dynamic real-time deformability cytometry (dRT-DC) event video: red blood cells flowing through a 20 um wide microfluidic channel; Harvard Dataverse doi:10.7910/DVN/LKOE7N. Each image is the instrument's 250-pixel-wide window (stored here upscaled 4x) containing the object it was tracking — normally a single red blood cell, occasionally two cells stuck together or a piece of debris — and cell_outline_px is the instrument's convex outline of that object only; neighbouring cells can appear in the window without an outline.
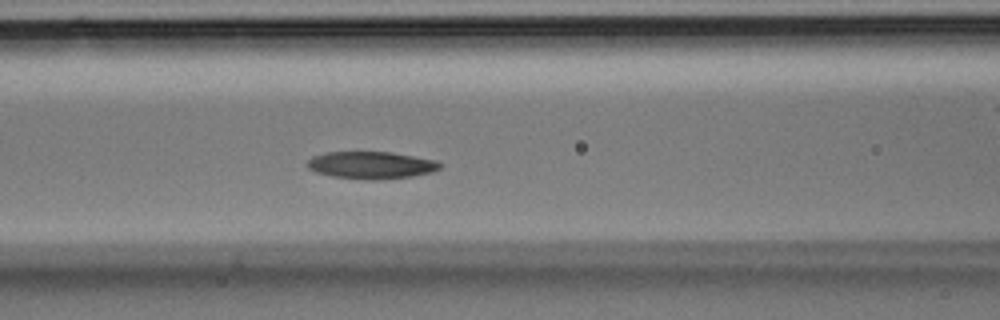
{"species": "Egyptian fruit bat (a non-hibernating species)", "species_latin": "Rousettus aegyptiacus", "temperature_condition": "room temperature", "stored_images_in_passage": 31, "camera_frame_rate_fps": 3000, "um_per_image_px": 0.085, "animal": {"sex": "male"}, "frame": {"image": 1, "passage_image": 9, "time_ms": 2.667, "image_size_px": [1000, 320], "cell_outline_px": [[440, 168], [432, 172], [412, 176], [376, 180], [368, 180], [332, 176], [316, 172], [308, 168], [308, 160], [312, 156], [324, 152], [392, 152], [436, 160], [440, 164]], "centroid_in_image_um": [31.54, 14.03], "position_along_channel_um": 135.1, "area_um2": 21.04}}
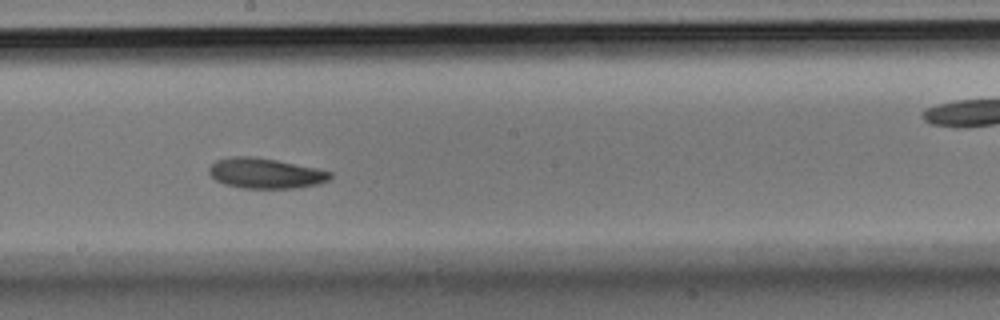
{"frame": {"image": 2, "passage_image": 14, "time_ms": 4.333, "image_size_px": [1000, 320], "cell_outline_px": [[332, 176], [328, 180], [316, 184], [296, 188], [244, 188], [224, 184], [216, 180], [208, 172], [208, 168], [216, 160], [232, 156], [252, 156], [276, 160], [320, 168], [332, 172]], "centroid_in_image_um": [22.57, 14.72], "position_along_channel_um": 225.6, "area_um2": 21.44}}
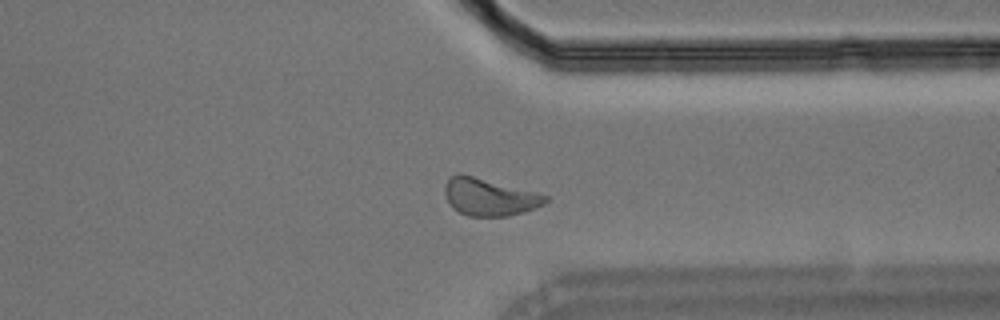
{"frame": {"image": 3, "passage_image": 22, "time_ms": 7.0, "image_size_px": [1000, 320], "cell_outline_px": [[548, 200], [544, 204], [524, 212], [508, 216], [468, 216], [452, 208], [444, 192], [444, 184], [456, 172], [460, 172], [548, 196]], "centroid_in_image_um": [41.55, 16.74], "position_along_channel_um": 369.9, "area_um2": 21.73}}